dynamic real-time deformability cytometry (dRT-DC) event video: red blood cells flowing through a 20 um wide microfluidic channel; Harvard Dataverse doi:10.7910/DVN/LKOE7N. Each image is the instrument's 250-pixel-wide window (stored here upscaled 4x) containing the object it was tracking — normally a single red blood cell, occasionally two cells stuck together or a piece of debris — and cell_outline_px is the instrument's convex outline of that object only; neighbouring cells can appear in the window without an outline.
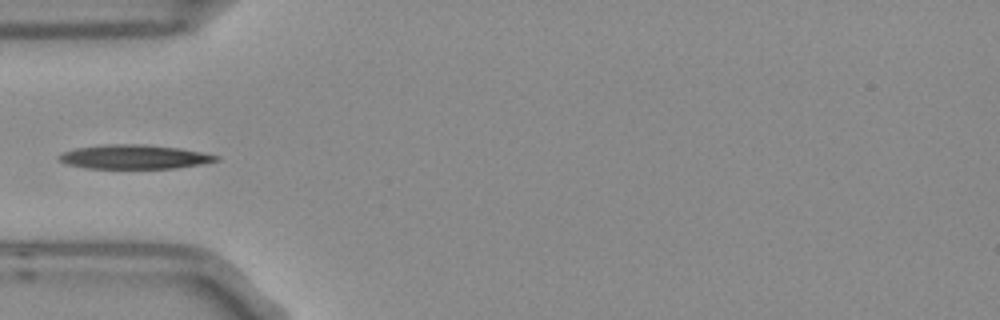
{"species": "Egyptian fruit bat (a non-hibernating species)", "species_latin": "Rousettus aegyptiacus", "temperature_condition": "room temperature", "stored_images_in_passage": 4, "camera_frame_rate_fps": 3000, "um_per_image_px": 0.085, "frame": {"image": 1, "passage_image": 4, "time_ms": 1.0, "image_size_px": [1000, 320], "cell_outline_px": [[220, 160], [204, 164], [176, 168], [84, 168], [68, 164], [60, 160], [56, 156], [64, 152], [76, 148], [104, 144], [144, 144], [180, 148], [220, 156]], "centroid_in_image_um": [11.44, 13.33], "position_along_channel_um": 73.6, "area_um2": 22.14}}